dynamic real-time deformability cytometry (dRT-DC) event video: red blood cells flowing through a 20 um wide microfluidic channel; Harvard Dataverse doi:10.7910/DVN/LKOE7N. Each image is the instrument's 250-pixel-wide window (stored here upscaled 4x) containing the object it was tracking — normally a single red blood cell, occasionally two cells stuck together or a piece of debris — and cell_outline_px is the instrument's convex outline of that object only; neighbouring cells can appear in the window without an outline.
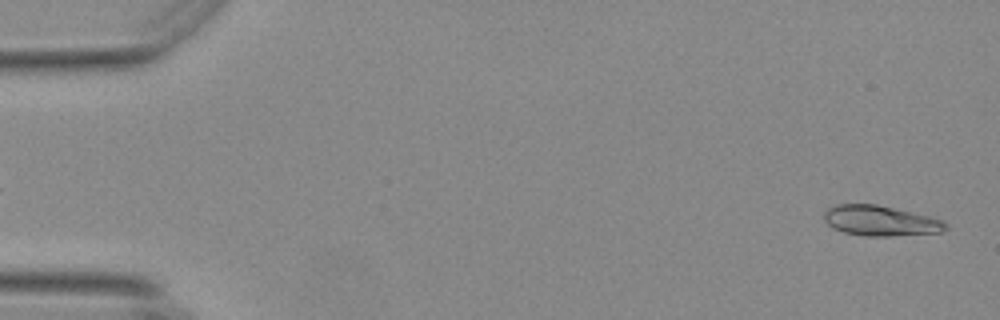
{"species": "Egyptian fruit bat (a non-hibernating species)", "species_latin": "Rousettus aegyptiacus", "temperature_condition": "warm", "stored_images_in_passage": 55, "camera_frame_rate_fps": 3000, "um_per_image_px": 0.085, "animal": {"sex": "female"}, "frame": {"image": 1, "passage_image": 2, "time_ms": 0.333, "image_size_px": [1000, 320], "cell_outline_px": [[948, 228], [940, 232], [888, 236], [864, 236], [844, 232], [832, 228], [824, 220], [824, 212], [828, 208], [836, 204], [876, 204], [912, 212], [944, 220], [948, 224]], "centroid_in_image_um": [74.83, 18.76], "position_along_channel_um": 10.2, "area_um2": 21.44}}
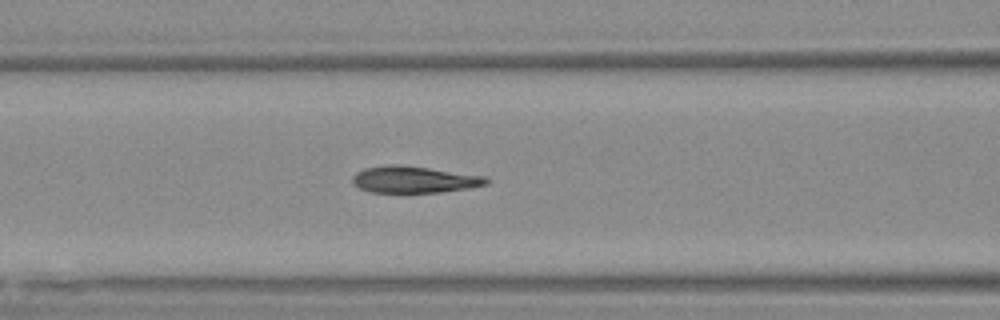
{"frame": {"image": 2, "passage_image": 23, "time_ms": 7.333, "image_size_px": [1000, 320], "cell_outline_px": [[488, 184], [468, 188], [440, 192], [404, 196], [372, 192], [360, 188], [352, 180], [352, 176], [356, 172], [364, 168], [392, 164], [400, 164], [484, 176], [488, 180]], "centroid_in_image_um": [35.14, 15.31], "position_along_channel_um": 131.5, "area_um2": 21.5}}
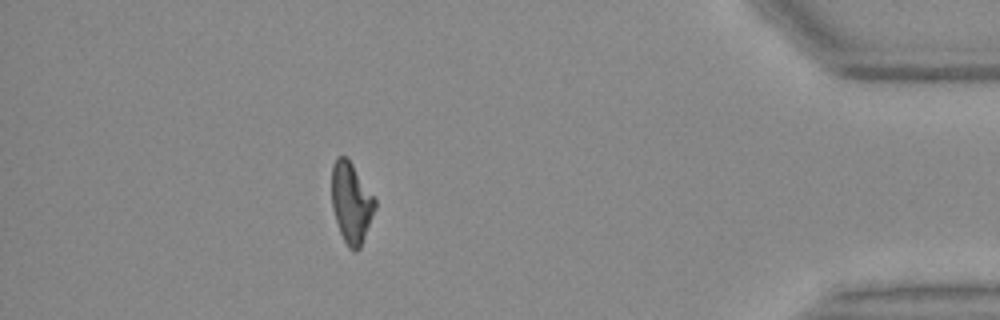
{"frame": {"image": 3, "passage_image": 49, "time_ms": 16.0, "image_size_px": [1000, 320], "cell_outline_px": [[376, 208], [360, 248], [356, 252], [348, 248], [340, 232], [332, 208], [332, 164], [336, 156], [348, 156], [376, 200]], "centroid_in_image_um": [29.85, 17.2], "position_along_channel_um": 405.3, "area_um2": 20.46}, "authors_computed_cell_mechanics": {"area_um2": 20.9236, "velocity_mm_per_s": 3.7124, "shape_relaxation_time_tau1_ms": null, "shape_relaxation_time_tau2_ms": 2.1964, "deformation_change_tau1": null, "deformation_change_tau2": 0.0713}}